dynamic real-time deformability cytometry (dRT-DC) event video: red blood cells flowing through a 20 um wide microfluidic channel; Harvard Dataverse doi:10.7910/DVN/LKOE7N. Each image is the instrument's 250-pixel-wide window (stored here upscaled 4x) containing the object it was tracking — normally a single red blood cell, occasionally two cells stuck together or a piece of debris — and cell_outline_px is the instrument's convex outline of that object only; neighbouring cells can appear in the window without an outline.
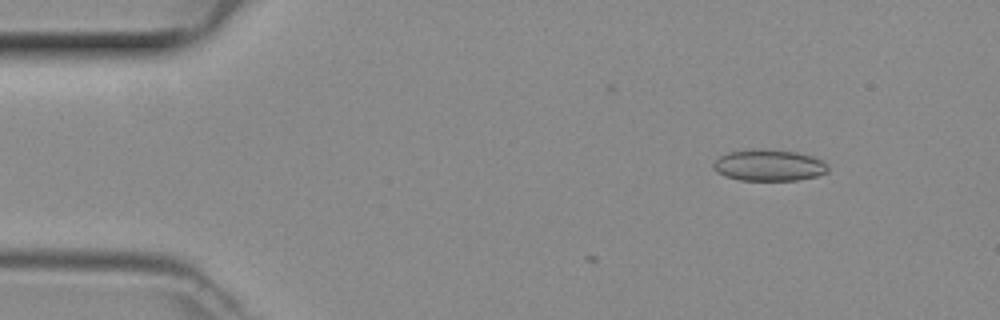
{"species": "common noctule bat (a hibernating species)", "species_latin": "Nyctalus noctula", "temperature_condition": "room temperature", "stored_images_in_passage": 5, "camera_frame_rate_fps": 3000, "um_per_image_px": 0.085, "animal": {"sex": "female", "body_mass_g": 29.2, "forearm_length_mm": 56.3}, "frame": {"image": 1, "passage_image": 5, "time_ms": 1.333, "image_size_px": [1000, 320], "cell_outline_px": [[828, 172], [816, 176], [796, 180], [740, 180], [724, 176], [716, 172], [712, 168], [712, 164], [720, 156], [728, 152], [748, 148], [764, 148], [796, 152], [812, 156], [828, 164]], "centroid_in_image_um": [65.32, 14.03], "position_along_channel_um": 19.7, "area_um2": 21.27}}